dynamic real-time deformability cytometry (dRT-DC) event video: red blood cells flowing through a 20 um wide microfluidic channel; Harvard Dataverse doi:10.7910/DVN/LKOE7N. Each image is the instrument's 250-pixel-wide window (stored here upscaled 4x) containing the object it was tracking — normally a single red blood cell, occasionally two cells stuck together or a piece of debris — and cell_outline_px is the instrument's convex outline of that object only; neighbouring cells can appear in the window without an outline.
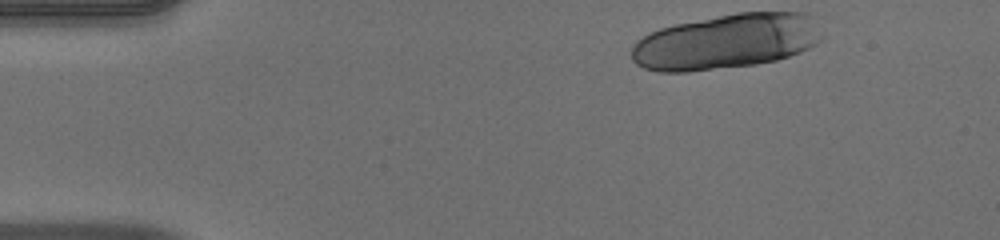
{"species": "human", "species_latin": "Homo sapiens", "temperature_condition": "warm", "stored_images_in_passage": 12, "camera_frame_rate_fps": 3000, "um_per_image_px": 0.085, "donor": {"sex": "male"}, "frame": {"image": 1, "passage_image": 1, "time_ms": 0.0, "image_size_px": [1000, 240], "cell_outline_px": [[820, 40], [816, 44], [800, 52], [776, 60], [756, 64], [688, 72], [660, 72], [644, 68], [636, 64], [632, 60], [632, 44], [636, 40], [648, 32], [660, 28], [676, 24], [736, 12], [808, 12], [816, 16], [820, 36]], "centroid_in_image_um": [61.72, 3.52], "position_along_channel_um": 23.3, "area_um2": 61.56}}